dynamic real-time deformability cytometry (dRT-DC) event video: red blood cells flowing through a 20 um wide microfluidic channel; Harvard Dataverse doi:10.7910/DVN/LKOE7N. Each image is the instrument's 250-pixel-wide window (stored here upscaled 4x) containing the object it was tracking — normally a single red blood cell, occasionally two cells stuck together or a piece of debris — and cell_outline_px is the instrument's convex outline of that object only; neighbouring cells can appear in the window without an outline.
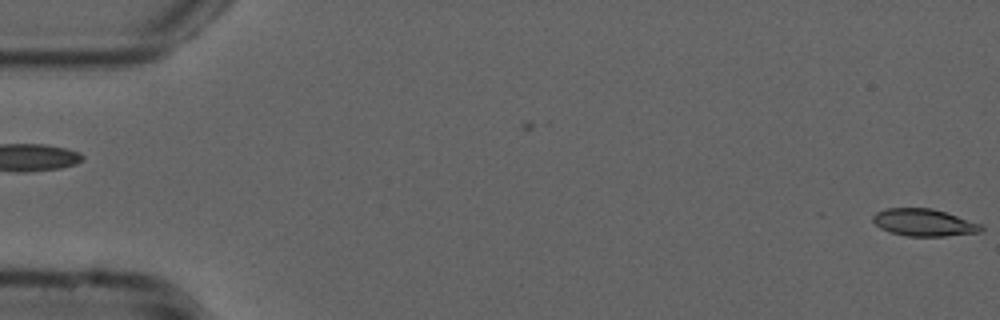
{"species": "common noctule bat (a hibernating species)", "species_latin": "Nyctalus noctula", "temperature_condition": "cold", "stored_images_in_passage": 15, "camera_frame_rate_fps": 3000, "um_per_image_px": 0.085, "animal": {"sex": "male", "forearm_length_mm": 52.5}, "frame": {"image": 1, "passage_image": 1, "time_ms": 0.0, "image_size_px": [1000, 320], "cell_outline_px": [[984, 228], [980, 232], [944, 236], [908, 236], [892, 232], [880, 228], [872, 220], [872, 216], [876, 212], [884, 208], [932, 208], [984, 224]], "centroid_in_image_um": [78.56, 18.9], "position_along_channel_um": 6.4, "area_um2": 17.22}}
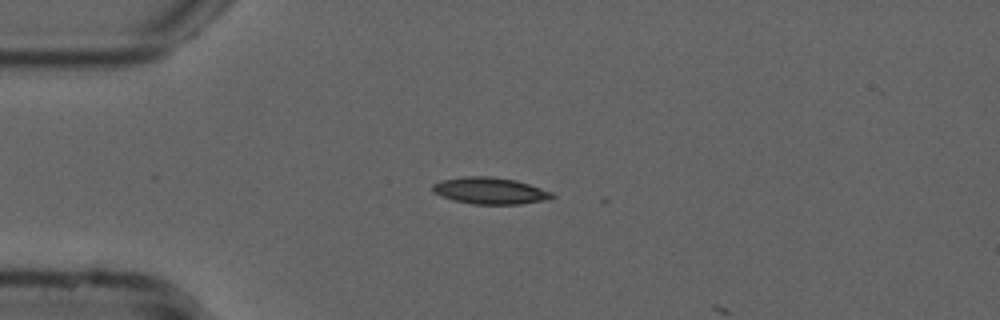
{"frame": {"image": 2, "passage_image": 14, "time_ms": 4.333, "image_size_px": [1000, 320], "cell_outline_px": [[556, 196], [544, 200], [520, 204], [472, 204], [456, 200], [444, 196], [436, 192], [432, 188], [432, 184], [440, 180], [464, 176], [492, 176], [516, 180], [552, 192]], "centroid_in_image_um": [41.66, 16.2], "position_along_channel_um": 43.3, "area_um2": 18.32}}